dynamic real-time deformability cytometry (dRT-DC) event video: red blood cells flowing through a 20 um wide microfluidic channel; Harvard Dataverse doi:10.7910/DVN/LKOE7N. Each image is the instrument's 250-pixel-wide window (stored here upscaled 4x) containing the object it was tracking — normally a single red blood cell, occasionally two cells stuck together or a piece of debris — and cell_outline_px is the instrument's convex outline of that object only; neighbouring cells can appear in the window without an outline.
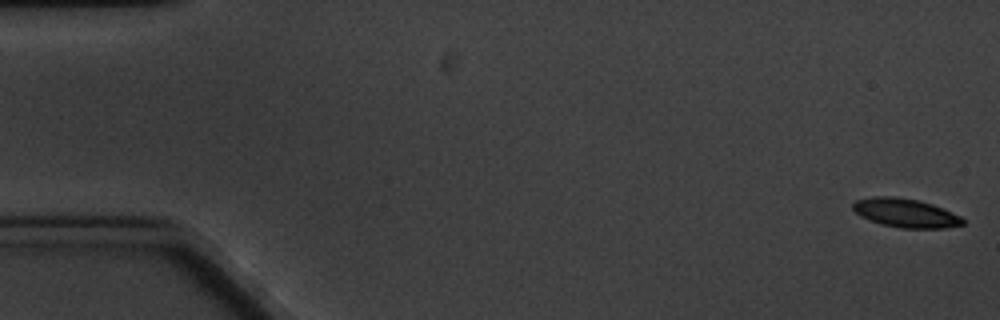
{"species": "common noctule bat (a hibernating species)", "species_latin": "Nyctalus noctula", "temperature_condition": "cold", "stored_images_in_passage": 6, "segment_of_instrument_passage": [2, 2], "camera_frame_rate_fps": 3000, "um_per_image_px": 0.085, "animal": {"sex": "male", "body_mass_g": 20.1, "forearm_length_mm": 53.5}, "frame": {"image": 1, "passage_image": 6, "time_ms": 7.0, "image_size_px": [1000, 320], "cell_outline_px": [[964, 224], [944, 228], [900, 228], [884, 224], [860, 216], [852, 208], [852, 204], [856, 200], [872, 196], [896, 196], [920, 200], [944, 208], [960, 216], [964, 220]], "centroid_in_image_um": [76.98, 18.08], "position_along_channel_um": 8.0, "area_um2": 18.44}}